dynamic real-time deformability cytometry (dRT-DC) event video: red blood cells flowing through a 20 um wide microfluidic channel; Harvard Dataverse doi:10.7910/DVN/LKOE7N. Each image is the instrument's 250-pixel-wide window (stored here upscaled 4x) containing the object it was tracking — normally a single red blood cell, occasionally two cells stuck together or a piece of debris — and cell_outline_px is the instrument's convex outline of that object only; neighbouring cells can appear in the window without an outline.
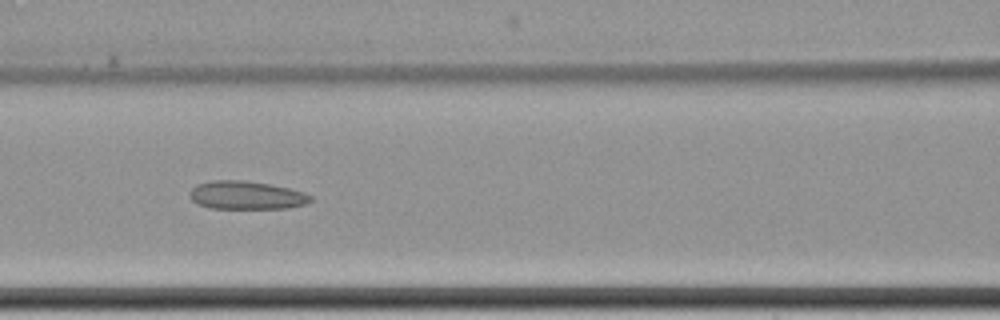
{"species": "common noctule bat (a hibernating species)", "species_latin": "Nyctalus noctula", "temperature_condition": "cold", "stored_images_in_passage": 10, "camera_frame_rate_fps": 3000, "um_per_image_px": 0.085, "animal": {"sex": "female", "body_mass_g": 22.7, "forearm_length_mm": 54.2}, "frame": {"image": 1, "passage_image": 9, "time_ms": 9.333, "image_size_px": [1000, 320], "cell_outline_px": [[312, 200], [304, 204], [288, 208], [212, 208], [200, 204], [192, 200], [188, 196], [188, 192], [196, 184], [212, 180], [244, 180], [268, 184], [288, 188], [304, 192], [312, 196]], "centroid_in_image_um": [20.91, 16.58], "position_along_channel_um": 145.7, "area_um2": 19.83}}
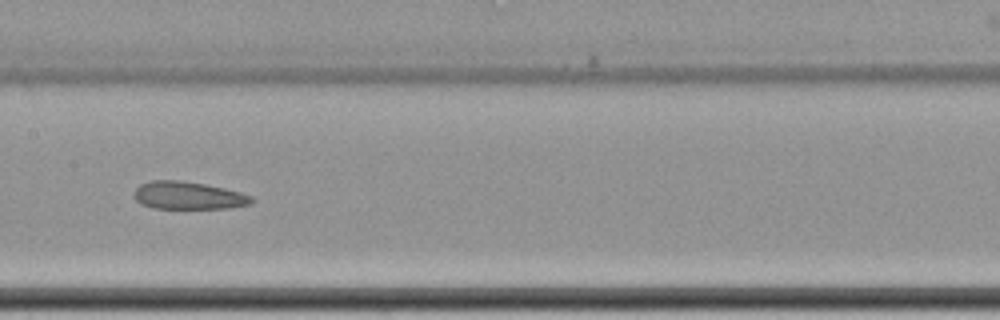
{"frame": {"image": 2, "passage_image": 10, "time_ms": 10.667, "image_size_px": [1000, 320], "cell_outline_px": [[256, 200], [248, 204], [232, 208], [152, 208], [140, 204], [132, 196], [136, 188], [140, 184], [152, 180], [180, 180], [204, 184], [224, 188], [240, 192], [252, 196]], "centroid_in_image_um": [15.98, 16.62], "position_along_channel_um": 191.4, "area_um2": 19.07}}